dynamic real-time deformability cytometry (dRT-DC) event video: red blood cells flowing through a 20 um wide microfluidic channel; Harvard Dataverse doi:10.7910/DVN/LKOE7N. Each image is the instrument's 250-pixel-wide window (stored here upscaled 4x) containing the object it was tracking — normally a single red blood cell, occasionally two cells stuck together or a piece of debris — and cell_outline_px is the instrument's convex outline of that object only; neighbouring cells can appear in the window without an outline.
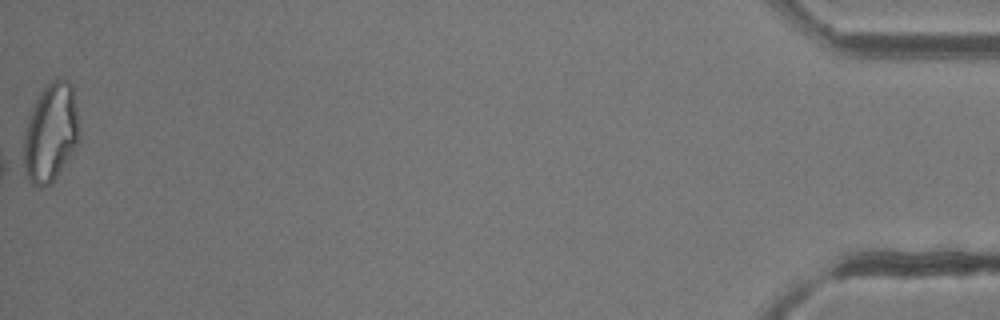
{"species": "common noctule bat (a hibernating species)", "species_latin": "Nyctalus noctula", "temperature_condition": "room temperature", "stored_images_in_passage": 22, "camera_frame_rate_fps": 3000, "um_per_image_px": 0.085, "animal": {"sex": "female"}, "frame": {"image": 1, "passage_image": 22, "time_ms": 7.0, "image_size_px": [1000, 320], "cell_outline_px": [[80, 140], [68, 160], [56, 176], [48, 184], [40, 188], [32, 184], [24, 176], [16, 164], [24, 132], [32, 108], [40, 92], [52, 80], [60, 76], [68, 80], [72, 84], [80, 128]], "centroid_in_image_um": [4.23, 11.35], "position_along_channel_um": 431.0, "area_um2": 33.47}}